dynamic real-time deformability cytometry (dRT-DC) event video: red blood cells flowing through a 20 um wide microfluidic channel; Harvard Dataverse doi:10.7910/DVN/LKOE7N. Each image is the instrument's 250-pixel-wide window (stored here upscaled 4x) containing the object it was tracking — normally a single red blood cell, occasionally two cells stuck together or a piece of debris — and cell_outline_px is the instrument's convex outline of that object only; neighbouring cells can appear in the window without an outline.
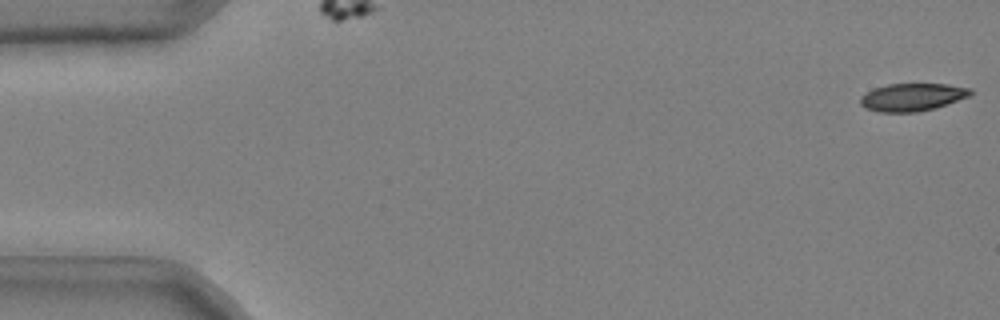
{"species": "common noctule bat (a hibernating species)", "species_latin": "Nyctalus noctula", "temperature_condition": "cold", "stored_images_in_passage": 49, "camera_frame_rate_fps": 3000, "um_per_image_px": 0.085, "animal": {"sex": "male", "body_mass_g": 20.4}, "frame": {"image": 1, "passage_image": 1, "time_ms": 0.0, "image_size_px": [1000, 320], "cell_outline_px": [[972, 96], [936, 108], [916, 112], [880, 112], [864, 108], [860, 104], [860, 96], [876, 88], [888, 84], [948, 84], [972, 88]], "centroid_in_image_um": [77.59, 8.26], "position_along_channel_um": 7.4, "area_um2": 17.92}}
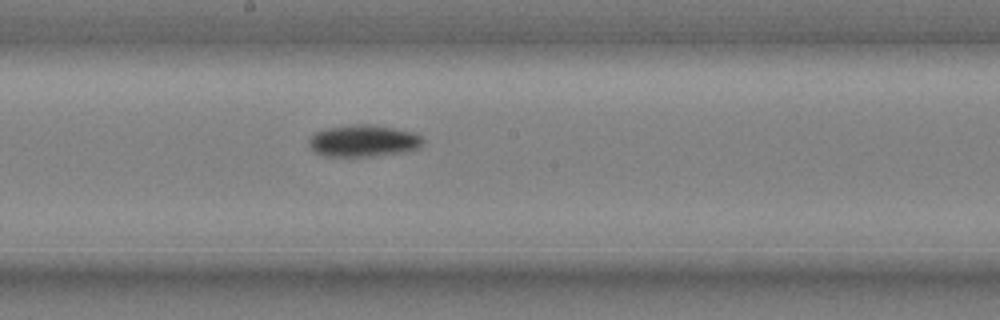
{"frame": {"image": 2, "passage_image": 29, "time_ms": 9.333, "image_size_px": [1000, 320], "cell_outline_px": [[424, 140], [420, 148], [404, 152], [372, 156], [320, 156], [308, 144], [308, 140], [316, 132], [328, 128], [352, 124], [368, 124], [416, 132]], "centroid_in_image_um": [30.91, 11.97], "position_along_channel_um": 217.3, "area_um2": 21.15}}
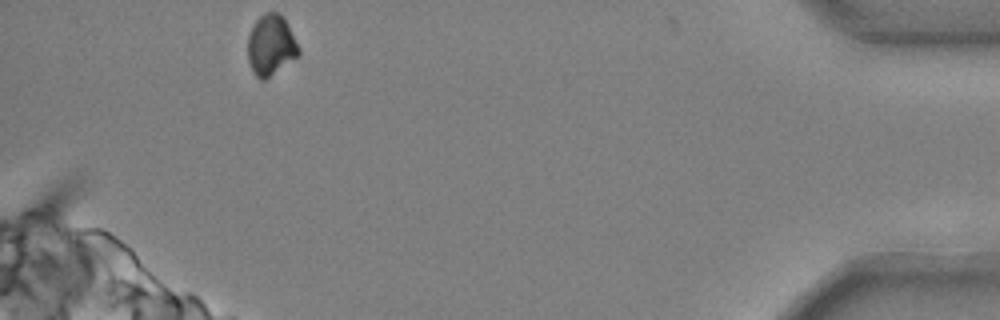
{"frame": {"image": 3, "passage_image": 49, "time_ms": 16.0, "image_size_px": [1000, 320], "cell_outline_px": [[300, 52], [296, 56], [264, 80], [260, 80], [256, 76], [248, 60], [248, 32], [252, 24], [264, 12], [280, 12], [284, 16], [300, 48]], "centroid_in_image_um": [23.01, 3.77], "position_along_channel_um": 412.2, "area_um2": 17.92}, "authors_computed_cell_mechanics": {"area_um2": 19.941, "velocity_mm_per_s": 3.7207, "shape_relaxation_time_tau1_ms": 3.5934, "shape_relaxation_time_tau2_ms": null, "deformation_change_tau1": 0.1128, "deformation_change_tau2": null}}